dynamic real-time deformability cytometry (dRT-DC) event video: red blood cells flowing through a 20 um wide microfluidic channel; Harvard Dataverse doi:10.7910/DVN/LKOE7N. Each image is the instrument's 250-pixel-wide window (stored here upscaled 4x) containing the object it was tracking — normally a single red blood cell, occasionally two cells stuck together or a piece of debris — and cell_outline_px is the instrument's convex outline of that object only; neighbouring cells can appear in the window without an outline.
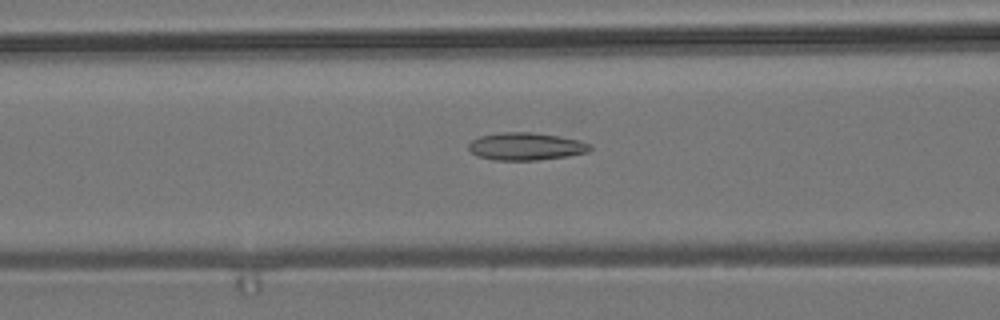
{"species": "common noctule bat (a hibernating species)", "species_latin": "Nyctalus noctula", "temperature_condition": "room temperature", "stored_images_in_passage": 53, "camera_frame_rate_fps": 3000, "um_per_image_px": 0.085, "animal": {"sex": "male", "body_mass_g": 19.2, "forearm_length_mm": 51.8}, "frame": {"image": 1, "passage_image": 21, "time_ms": 6.667, "image_size_px": [1000, 320], "cell_outline_px": [[592, 148], [588, 152], [568, 156], [536, 160], [492, 160], [476, 156], [468, 148], [468, 144], [472, 140], [480, 136], [500, 132], [532, 132], [560, 136], [580, 140], [592, 144]], "centroid_in_image_um": [44.71, 12.44], "position_along_channel_um": 121.9, "area_um2": 19.71}}
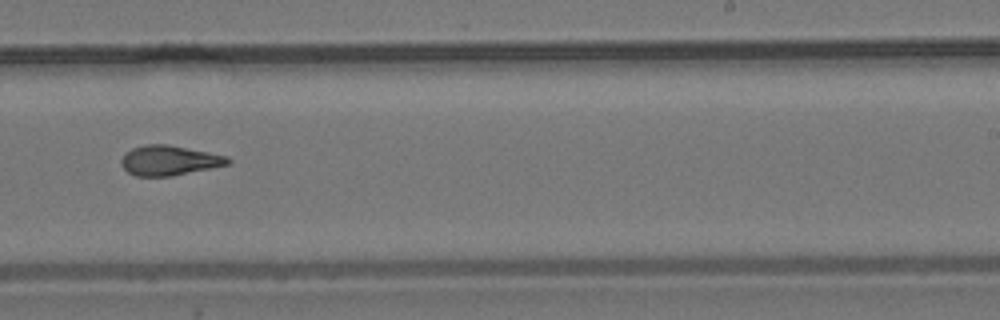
{"frame": {"image": 2, "passage_image": 33, "time_ms": 10.667, "image_size_px": [1000, 320], "cell_outline_px": [[232, 160], [228, 164], [172, 176], [136, 176], [128, 172], [120, 164], [120, 160], [124, 152], [132, 148], [144, 144], [168, 144], [228, 156]], "centroid_in_image_um": [14.34, 13.62], "position_along_channel_um": 274.7, "area_um2": 18.61}}
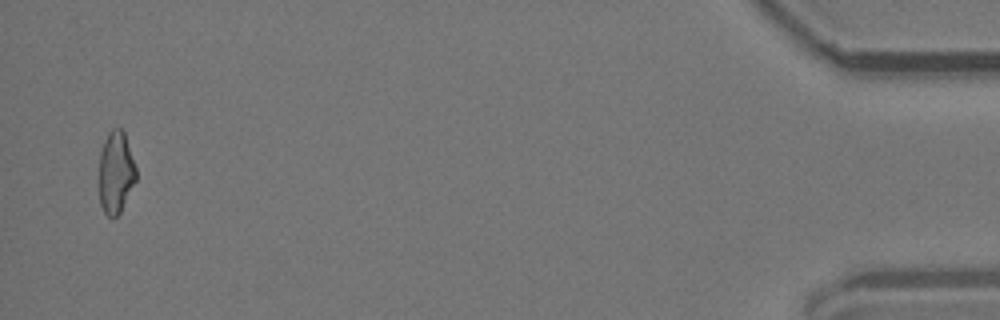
{"frame": {"image": 3, "passage_image": 52, "time_ms": 17.0, "image_size_px": [1000, 320], "cell_outline_px": [[136, 180], [120, 212], [116, 216], [108, 216], [104, 212], [100, 204], [100, 152], [104, 140], [108, 132], [112, 128], [120, 128], [124, 132], [136, 168]], "centroid_in_image_um": [9.84, 14.63], "position_along_channel_um": 425.4, "area_um2": 17.46}, "authors_computed_cell_mechanics": {"area_um2": 18.6116, "velocity_mm_per_s": 3.8178, "shape_relaxation_time_tau1_ms": null, "shape_relaxation_time_tau2_ms": 2.4787, "deformation_change_tau1": null, "deformation_change_tau2": 0.1059}}